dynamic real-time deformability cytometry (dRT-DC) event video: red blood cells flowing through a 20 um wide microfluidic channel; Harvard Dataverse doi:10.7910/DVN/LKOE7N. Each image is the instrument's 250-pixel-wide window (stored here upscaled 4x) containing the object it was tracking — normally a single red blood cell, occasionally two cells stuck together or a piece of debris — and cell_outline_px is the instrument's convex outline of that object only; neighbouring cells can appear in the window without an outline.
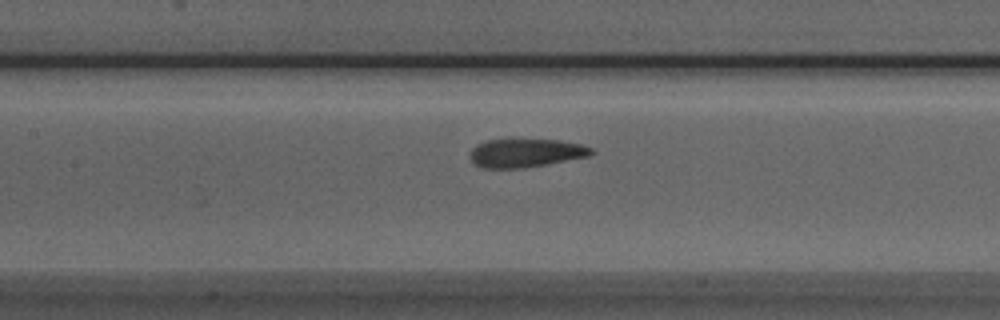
{"species": "Egyptian fruit bat (a non-hibernating species)", "species_latin": "Rousettus aegyptiacus", "temperature_condition": "room temperature", "stored_images_in_passage": 35, "camera_frame_rate_fps": 3000, "um_per_image_px": 0.085, "animal": {"sex": "male"}, "frame": {"image": 1, "passage_image": 16, "time_ms": 5.0, "image_size_px": [1000, 320], "cell_outline_px": [[596, 152], [592, 156], [524, 168], [484, 168], [476, 164], [472, 160], [472, 148], [476, 144], [488, 140], [508, 136], [560, 140], [580, 144], [592, 148]], "centroid_in_image_um": [44.73, 12.95], "position_along_channel_um": 162.7, "area_um2": 21.04}}
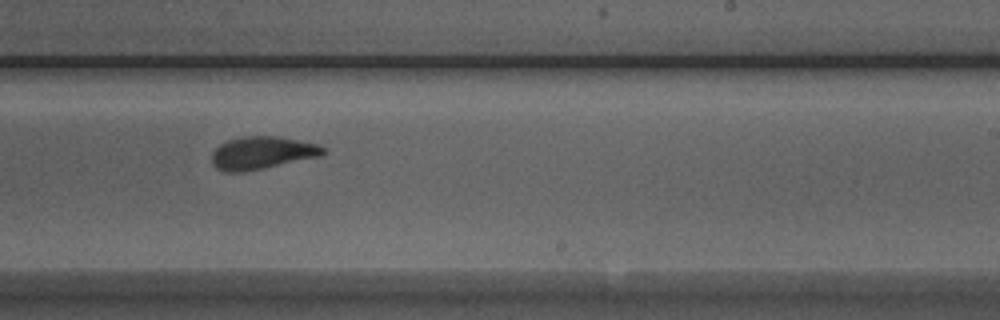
{"frame": {"image": 2, "passage_image": 24, "time_ms": 7.667, "image_size_px": [1000, 320], "cell_outline_px": [[328, 152], [320, 156], [264, 168], [244, 172], [224, 172], [216, 168], [212, 164], [212, 152], [220, 144], [228, 140], [244, 136], [276, 136], [320, 144], [328, 148]], "centroid_in_image_um": [22.3, 12.99], "position_along_channel_um": 266.7, "area_um2": 21.39}}
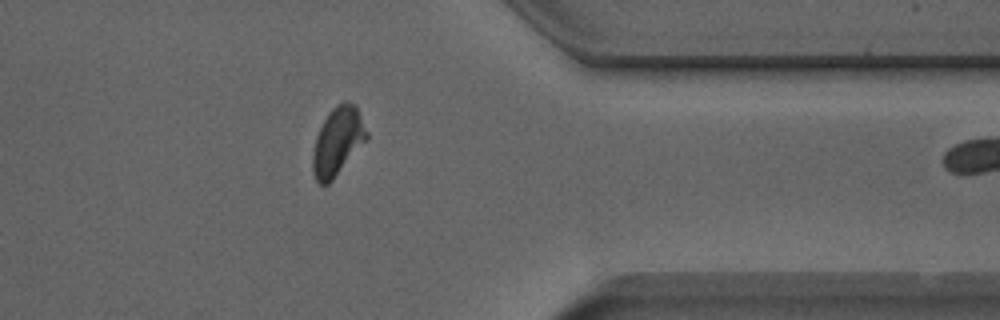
{"frame": {"image": 3, "passage_image": 34, "time_ms": 11.0, "image_size_px": [1000, 320], "cell_outline_px": [[368, 140], [332, 180], [328, 184], [320, 184], [316, 180], [312, 172], [312, 156], [316, 136], [328, 112], [336, 104], [344, 100], [348, 100], [356, 104], [368, 132]], "centroid_in_image_um": [28.72, 11.98], "position_along_channel_um": 382.7, "area_um2": 21.73}}